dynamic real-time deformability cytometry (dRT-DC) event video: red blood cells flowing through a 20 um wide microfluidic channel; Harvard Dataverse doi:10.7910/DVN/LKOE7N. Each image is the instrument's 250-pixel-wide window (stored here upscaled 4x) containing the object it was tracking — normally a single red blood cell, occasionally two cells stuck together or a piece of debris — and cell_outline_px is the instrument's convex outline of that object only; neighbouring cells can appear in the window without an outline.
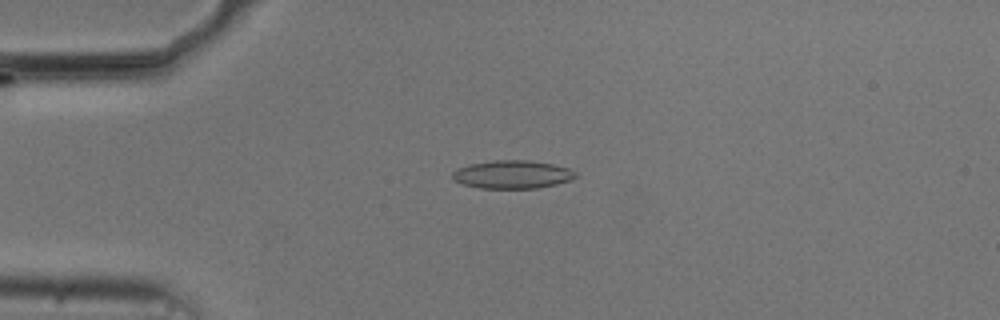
{"species": "common noctule bat (a hibernating species)", "species_latin": "Nyctalus noctula", "temperature_condition": "cold", "stored_images_in_passage": 49, "camera_frame_rate_fps": 3000, "um_per_image_px": 0.085, "animal": {"sex": "male", "body_mass_g": 20.5, "forearm_length_mm": 52.5}, "frame": {"image": 1, "passage_image": 8, "time_ms": 2.333, "image_size_px": [1000, 320], "cell_outline_px": [[576, 176], [572, 180], [556, 184], [536, 188], [480, 188], [464, 184], [452, 180], [452, 172], [456, 168], [468, 164], [496, 160], [528, 160], [552, 164], [568, 168], [576, 172]], "centroid_in_image_um": [43.52, 14.82], "position_along_channel_um": 41.5, "area_um2": 20.23}}
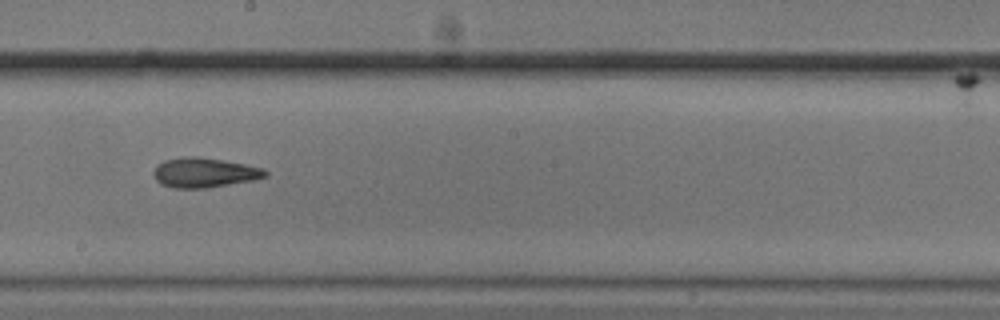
{"frame": {"image": 2, "passage_image": 25, "time_ms": 8.0, "image_size_px": [1000, 320], "cell_outline_px": [[268, 176], [252, 180], [204, 188], [172, 188], [160, 184], [156, 180], [152, 172], [156, 164], [164, 160], [184, 156], [196, 156], [224, 160], [264, 168], [268, 172]], "centroid_in_image_um": [17.32, 14.66], "position_along_channel_um": 230.9, "area_um2": 19.48}}
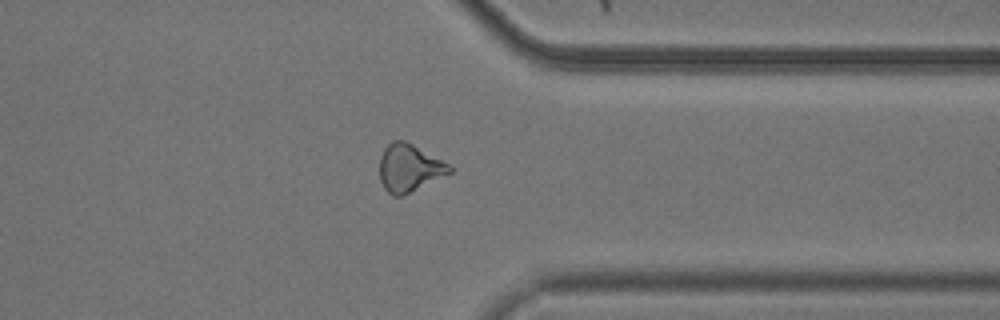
{"frame": {"image": 3, "passage_image": 37, "time_ms": 12.0, "image_size_px": [1000, 320], "cell_outline_px": [[452, 172], [400, 196], [392, 196], [384, 188], [380, 180], [380, 156], [384, 148], [392, 140], [404, 140], [452, 164]], "centroid_in_image_um": [34.79, 14.25], "position_along_channel_um": 376.6, "area_um2": 19.31}, "authors_computed_cell_mechanics": {"area_um2": 19.4208, "velocity_mm_per_s": 3.7562, "shape_relaxation_time_tau1_ms": 4.8646, "shape_relaxation_time_tau2_ms": 3.1262, "deformation_change_tau1": 0.1475, "deformation_change_tau2": 0.1258}}